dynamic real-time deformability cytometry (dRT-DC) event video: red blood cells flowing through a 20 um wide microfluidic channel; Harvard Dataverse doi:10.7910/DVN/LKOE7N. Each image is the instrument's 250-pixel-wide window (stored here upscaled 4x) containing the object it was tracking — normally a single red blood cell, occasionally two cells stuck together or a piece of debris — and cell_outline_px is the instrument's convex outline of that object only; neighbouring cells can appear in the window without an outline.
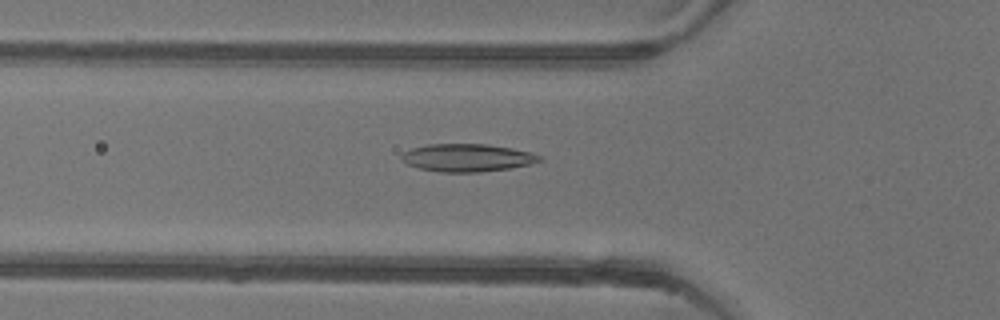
{"species": "common noctule bat (a hibernating species)", "species_latin": "Nyctalus noctula", "temperature_condition": "warm", "stored_images_in_passage": 49, "camera_frame_rate_fps": 3000, "um_per_image_px": 0.085, "animal": {"sex": "female"}, "frame": {"image": 1, "passage_image": 14, "time_ms": 4.333, "image_size_px": [1000, 320], "cell_outline_px": [[544, 160], [528, 164], [508, 168], [480, 172], [440, 172], [420, 168], [408, 164], [400, 160], [400, 156], [404, 152], [412, 148], [428, 144], [488, 144], [512, 148], [544, 156]], "centroid_in_image_um": [39.71, 13.4], "position_along_channel_um": 86.1, "area_um2": 22.25}}
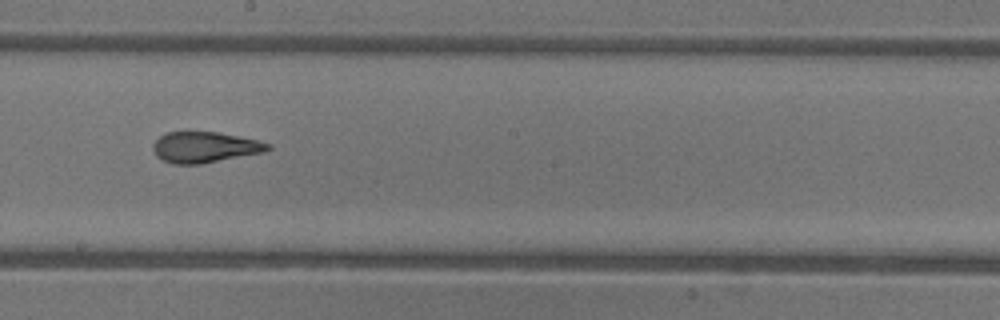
{"frame": {"image": 2, "passage_image": 25, "time_ms": 8.0, "image_size_px": [1000, 320], "cell_outline_px": [[272, 148], [264, 152], [200, 164], [172, 164], [156, 156], [152, 148], [152, 144], [160, 136], [168, 132], [188, 128], [216, 132], [256, 140], [272, 144]], "centroid_in_image_um": [17.35, 12.47], "position_along_channel_um": 230.8, "area_um2": 21.15}}
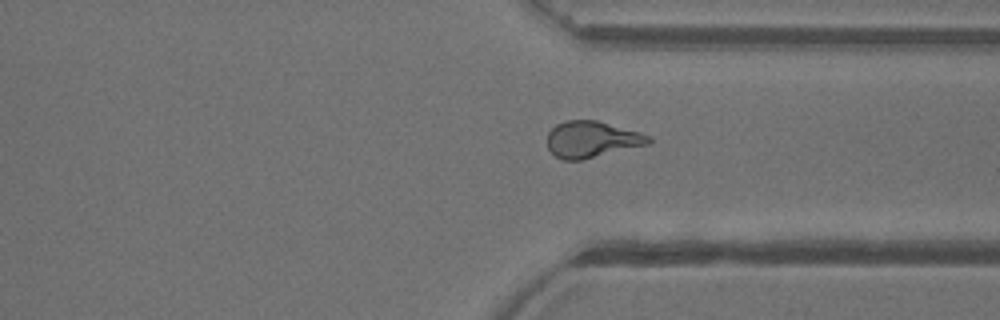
{"frame": {"image": 3, "passage_image": 35, "time_ms": 11.333, "image_size_px": [1000, 320], "cell_outline_px": [[652, 140], [648, 144], [580, 160], [560, 160], [548, 148], [548, 132], [556, 124], [564, 120], [596, 120], [640, 132], [652, 136]], "centroid_in_image_um": [50.29, 11.84], "position_along_channel_um": 361.1, "area_um2": 21.39}}